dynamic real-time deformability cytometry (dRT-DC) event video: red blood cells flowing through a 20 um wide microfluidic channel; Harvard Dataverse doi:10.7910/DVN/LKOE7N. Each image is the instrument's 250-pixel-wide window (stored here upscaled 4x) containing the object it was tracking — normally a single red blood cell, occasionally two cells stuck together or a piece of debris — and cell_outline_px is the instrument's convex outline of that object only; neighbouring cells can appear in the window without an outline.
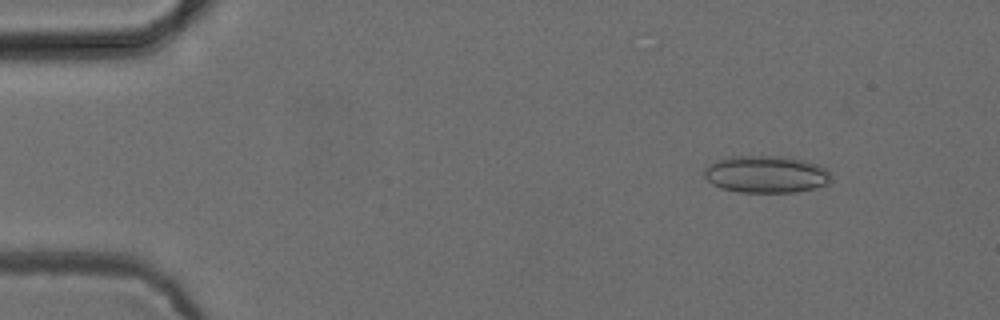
{"species": "common noctule bat (a hibernating species)", "species_latin": "Nyctalus noctula", "temperature_condition": "cold", "stored_images_in_passage": 52, "camera_frame_rate_fps": 3000, "um_per_image_px": 0.085, "animal": {"sex": "female", "body_mass_g": 24.6, "forearm_length_mm": 56.2}, "frame": {"image": 1, "passage_image": 6, "time_ms": 1.667, "image_size_px": [1000, 320], "cell_outline_px": [[832, 180], [828, 184], [796, 192], [740, 192], [720, 188], [712, 184], [704, 176], [704, 168], [716, 160], [732, 156], [788, 156], [820, 164], [828, 168], [832, 176]], "centroid_in_image_um": [65.16, 14.8], "position_along_channel_um": 19.8, "area_um2": 27.86}}
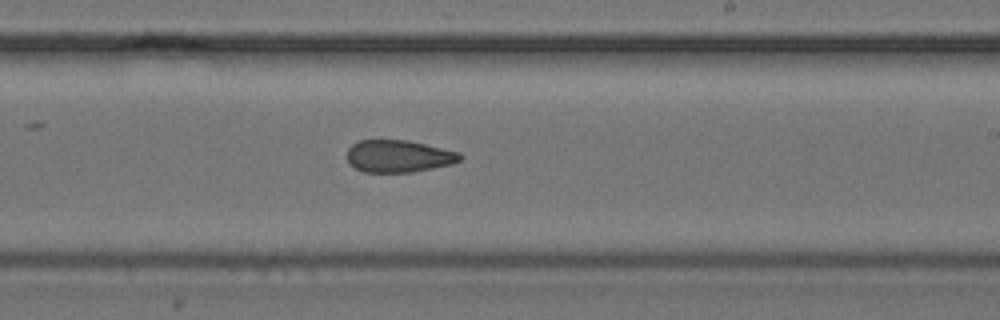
{"frame": {"image": 2, "passage_image": 31, "time_ms": 10.0, "image_size_px": [1000, 320], "cell_outline_px": [[464, 156], [460, 160], [452, 164], [412, 172], [364, 172], [348, 164], [348, 148], [352, 144], [360, 140], [408, 140], [460, 152]], "centroid_in_image_um": [33.89, 13.27], "position_along_channel_um": 255.1, "area_um2": 21.27}}
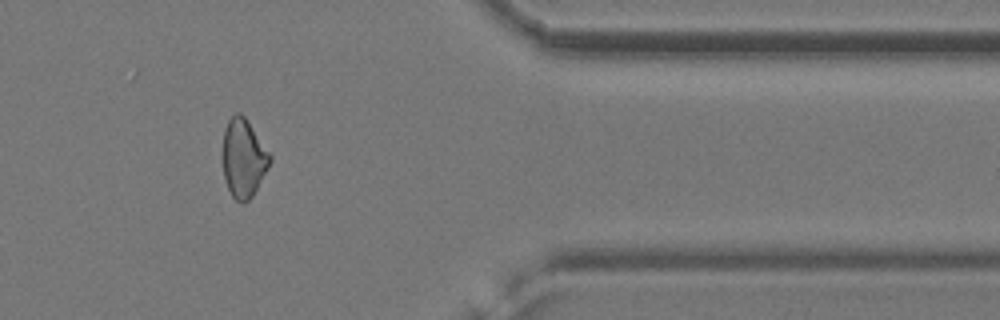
{"frame": {"image": 3, "passage_image": 43, "time_ms": 14.0, "image_size_px": [1000, 320], "cell_outline_px": [[272, 160], [268, 168], [252, 196], [244, 204], [236, 200], [232, 196], [228, 188], [224, 176], [220, 156], [220, 152], [224, 128], [228, 120], [236, 112], [240, 112], [244, 116], [272, 156]], "centroid_in_image_um": [20.65, 13.43], "position_along_channel_um": 390.8, "area_um2": 21.96}, "authors_computed_cell_mechanics": {"area_um2": 22.4264, "velocity_mm_per_s": 3.9186, "shape_relaxation_time_tau1_ms": null, "shape_relaxation_time_tau2_ms": 3.2588, "deformation_change_tau1": null, "deformation_change_tau2": 0.1055}}